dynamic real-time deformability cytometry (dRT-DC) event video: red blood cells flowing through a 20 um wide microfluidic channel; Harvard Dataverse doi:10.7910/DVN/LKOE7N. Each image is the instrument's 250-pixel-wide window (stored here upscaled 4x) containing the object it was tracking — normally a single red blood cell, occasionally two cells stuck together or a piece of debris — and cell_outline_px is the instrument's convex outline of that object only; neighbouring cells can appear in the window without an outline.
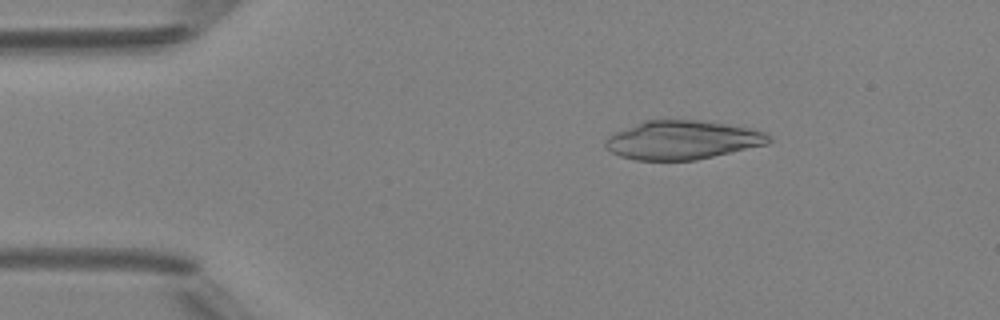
{"species": "Egyptian fruit bat (a non-hibernating species)", "species_latin": "Rousettus aegyptiacus", "temperature_condition": "room temperature", "stored_images_in_passage": 48, "camera_frame_rate_fps": 3000, "um_per_image_px": 0.085, "animal": {"sex": "female"}, "frame": {"image": 1, "passage_image": 8, "time_ms": 2.333, "image_size_px": [1000, 320], "cell_outline_px": [[772, 140], [768, 144], [696, 160], [636, 160], [620, 156], [604, 148], [604, 140], [608, 136], [616, 132], [644, 120], [700, 120], [748, 128], [764, 132], [772, 136]], "centroid_in_image_um": [57.98, 11.9], "position_along_channel_um": 27.0, "area_um2": 36.82}}
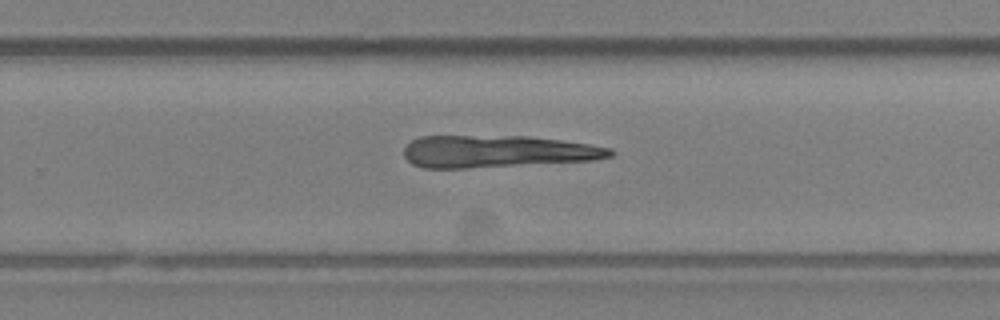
{"frame": {"image": 2, "passage_image": 31, "time_ms": 10.0, "image_size_px": [1000, 320], "cell_outline_px": [[616, 152], [612, 156], [592, 160], [468, 168], [424, 168], [412, 164], [404, 156], [404, 148], [412, 140], [420, 136], [528, 136], [560, 140], [588, 144], [612, 148]], "centroid_in_image_um": [42.25, 12.87], "position_along_channel_um": 287.5, "area_um2": 38.55}}
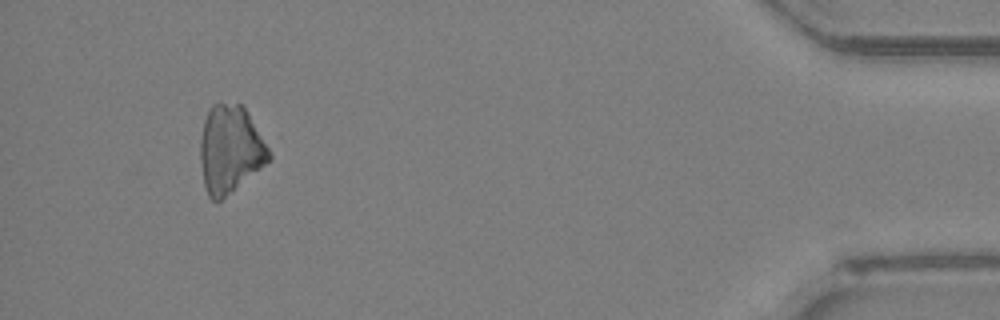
{"frame": {"image": 3, "passage_image": 45, "time_ms": 14.667, "image_size_px": [1000, 320], "cell_outline_px": [[272, 160], [220, 200], [212, 200], [208, 196], [204, 188], [200, 160], [200, 140], [204, 120], [212, 104], [240, 104], [244, 108], [268, 148], [272, 156]], "centroid_in_image_um": [19.54, 12.73], "position_along_channel_um": 415.7, "area_um2": 34.56}}